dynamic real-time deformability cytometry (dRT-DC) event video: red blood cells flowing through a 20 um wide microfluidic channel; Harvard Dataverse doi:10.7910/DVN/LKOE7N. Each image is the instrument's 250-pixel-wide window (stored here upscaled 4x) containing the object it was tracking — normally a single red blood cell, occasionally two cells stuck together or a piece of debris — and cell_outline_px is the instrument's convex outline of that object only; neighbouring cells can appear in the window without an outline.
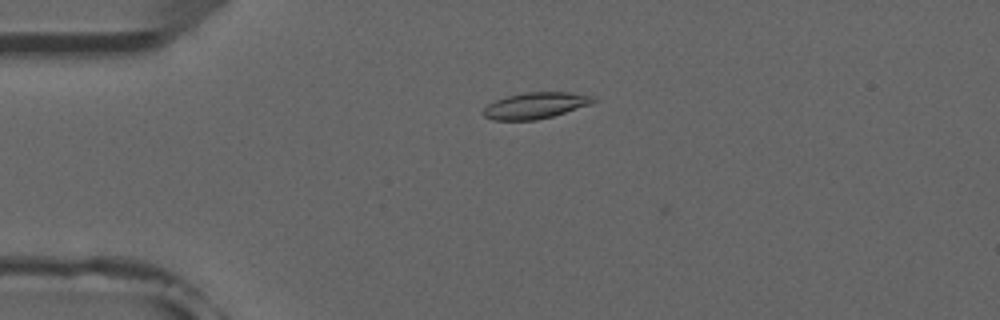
{"species": "common noctule bat (a hibernating species)", "species_latin": "Nyctalus noctula", "temperature_condition": "room temperature", "stored_images_in_passage": 7, "camera_frame_rate_fps": 3000, "um_per_image_px": 0.085, "animal": {"sex": "male", "forearm_length_mm": 52.5}, "frame": {"image": 1, "passage_image": 4, "time_ms": 3.667, "image_size_px": [1000, 320], "cell_outline_px": [[596, 100], [592, 104], [552, 116], [536, 120], [492, 120], [484, 116], [480, 112], [488, 104], [496, 100], [508, 96], [524, 92], [568, 92], [596, 96]], "centroid_in_image_um": [45.51, 8.97], "position_along_channel_um": 39.5, "area_um2": 16.88}}
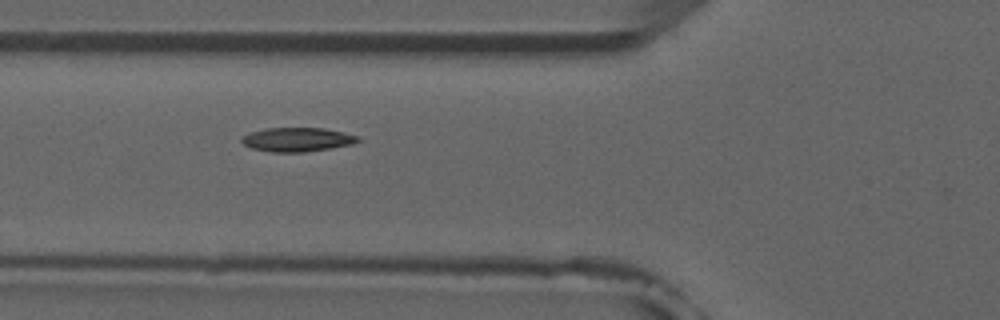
{"frame": {"image": 2, "passage_image": 6, "time_ms": 6.0, "image_size_px": [1000, 320], "cell_outline_px": [[360, 140], [352, 144], [332, 148], [304, 152], [272, 152], [252, 148], [244, 144], [240, 140], [244, 136], [252, 132], [268, 128], [324, 128], [360, 136]], "centroid_in_image_um": [25.3, 11.86], "position_along_channel_um": 100.5, "area_um2": 16.13}}
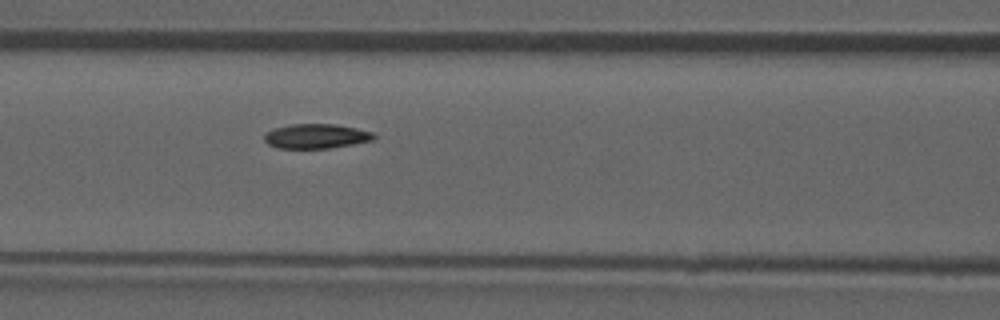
{"frame": {"image": 3, "passage_image": 7, "time_ms": 7.0, "image_size_px": [1000, 320], "cell_outline_px": [[376, 136], [372, 140], [352, 144], [328, 148], [276, 148], [268, 144], [264, 140], [264, 132], [276, 128], [292, 124], [336, 124], [356, 128], [372, 132]], "centroid_in_image_um": [26.84, 11.57], "position_along_channel_um": 139.8, "area_um2": 15.61}}